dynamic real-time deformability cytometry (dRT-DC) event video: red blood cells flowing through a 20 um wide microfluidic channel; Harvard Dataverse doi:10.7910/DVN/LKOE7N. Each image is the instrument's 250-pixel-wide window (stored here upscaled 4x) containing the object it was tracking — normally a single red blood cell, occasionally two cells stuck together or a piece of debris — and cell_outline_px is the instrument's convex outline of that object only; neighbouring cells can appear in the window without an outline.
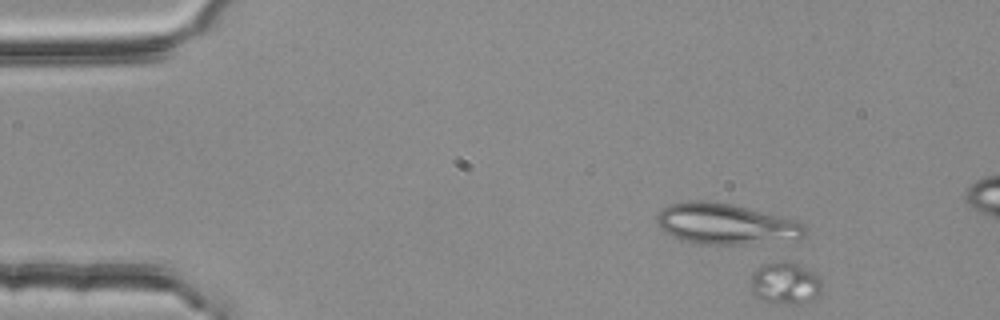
{"species": "common noctule bat (a hibernating species)", "species_latin": "Nyctalus noctula", "temperature_condition": "room temperature", "stored_images_in_passage": 4, "segment_of_instrument_passage": [2, 2], "camera_frame_rate_fps": 3000, "um_per_image_px": 0.085, "animal": {"sex": "female", "body_mass_g": 25.1}, "frame": {"image": 1, "passage_image": 4, "time_ms": 1.0, "image_size_px": [1000, 320], "cell_outline_px": [[820, 296], [812, 304], [776, 304], [764, 300], [756, 296], [748, 288], [748, 284], [756, 268], [760, 264], [784, 260], [788, 260], [816, 272], [820, 280]], "centroid_in_image_um": [66.75, 24.09], "position_along_channel_um": 18.3, "area_um2": 18.32}}